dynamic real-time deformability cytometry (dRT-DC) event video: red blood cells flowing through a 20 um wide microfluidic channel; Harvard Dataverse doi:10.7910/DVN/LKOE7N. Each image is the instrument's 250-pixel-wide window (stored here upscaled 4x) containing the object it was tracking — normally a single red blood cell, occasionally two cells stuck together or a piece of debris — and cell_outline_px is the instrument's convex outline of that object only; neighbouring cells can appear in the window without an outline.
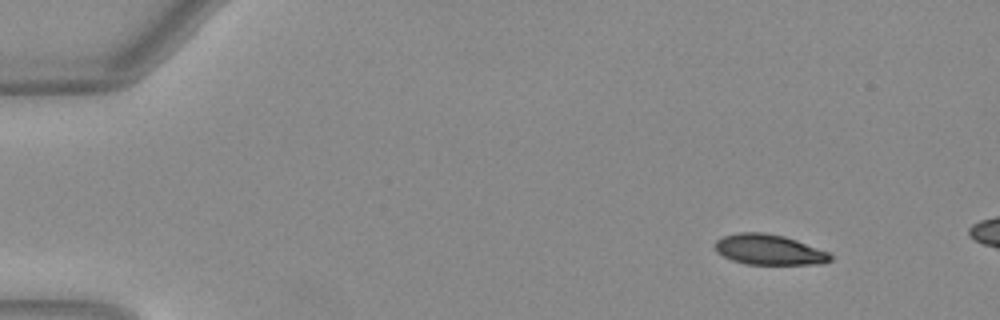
{"species": "Egyptian fruit bat (a non-hibernating species)", "species_latin": "Rousettus aegyptiacus", "temperature_condition": "warm", "stored_images_in_passage": 9, "camera_frame_rate_fps": 3000, "um_per_image_px": 0.085, "animal": {"sex": "female"}, "frame": {"image": 1, "passage_image": 1, "time_ms": 0.0, "image_size_px": [1000, 320], "cell_outline_px": [[832, 260], [820, 264], [748, 264], [732, 260], [716, 252], [716, 240], [724, 236], [740, 232], [764, 232], [784, 236], [796, 240], [828, 252], [832, 256]], "centroid_in_image_um": [65.37, 21.22], "position_along_channel_um": 19.6, "area_um2": 20.23}}